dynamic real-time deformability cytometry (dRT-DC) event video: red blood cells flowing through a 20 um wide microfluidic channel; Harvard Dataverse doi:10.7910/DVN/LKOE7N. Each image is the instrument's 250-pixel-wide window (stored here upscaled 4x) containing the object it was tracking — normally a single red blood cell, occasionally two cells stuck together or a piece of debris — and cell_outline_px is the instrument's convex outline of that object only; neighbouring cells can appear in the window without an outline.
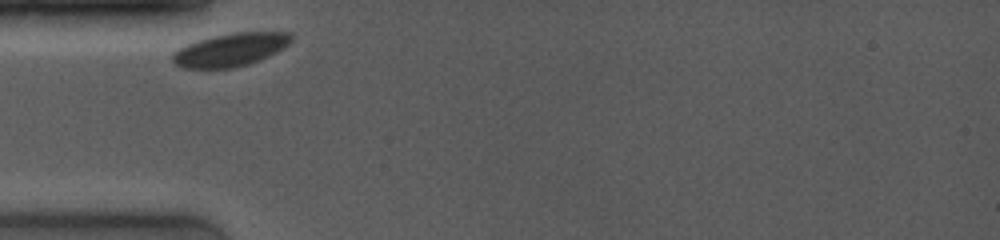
{"species": "common noctule bat (a hibernating species)", "species_latin": "Nyctalus noctula", "temperature_condition": "room temperature", "stored_images_in_passage": 5, "camera_frame_rate_fps": 4000, "um_per_image_px": 0.085, "animal": {"sex": "female", "body_mass_g": 19.0, "forearm_length_mm": 53.3}, "frame": {"image": 1, "passage_image": 1, "time_ms": 0.0, "image_size_px": [1000, 240], "cell_outline_px": [[292, 40], [284, 48], [276, 52], [248, 64], [232, 68], [184, 68], [176, 64], [172, 60], [172, 52], [188, 44], [212, 36], [232, 32], [292, 32]], "centroid_in_image_um": [19.6, 4.22], "position_along_channel_um": 65.4, "area_um2": 22.72}}
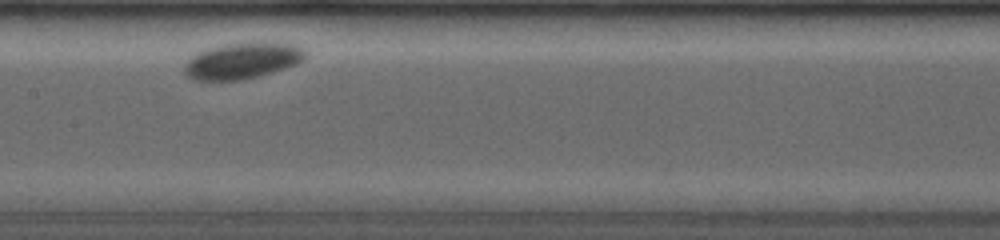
{"frame": {"image": 2, "passage_image": 4, "time_ms": 3.5, "image_size_px": [1000, 240], "cell_outline_px": [[304, 56], [296, 64], [272, 72], [240, 80], [192, 80], [184, 72], [184, 64], [192, 56], [200, 52], [212, 48], [228, 44], [292, 44], [304, 48]], "centroid_in_image_um": [20.54, 5.2], "position_along_channel_um": 186.9, "area_um2": 24.39}}